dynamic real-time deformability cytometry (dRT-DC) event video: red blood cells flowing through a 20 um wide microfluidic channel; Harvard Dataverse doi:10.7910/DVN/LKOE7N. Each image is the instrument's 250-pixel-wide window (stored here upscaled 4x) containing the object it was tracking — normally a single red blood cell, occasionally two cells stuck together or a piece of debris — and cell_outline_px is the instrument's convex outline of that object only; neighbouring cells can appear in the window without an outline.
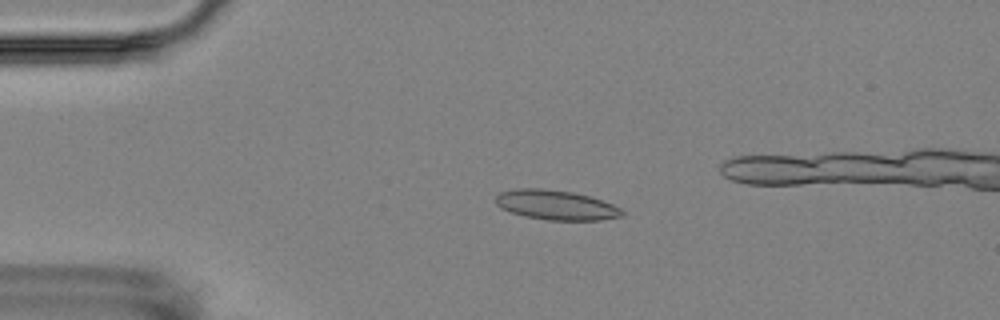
{"species": "Egyptian fruit bat (a non-hibernating species)", "species_latin": "Rousettus aegyptiacus", "temperature_condition": "room temperature", "stored_images_in_passage": 4, "camera_frame_rate_fps": 3000, "um_per_image_px": 0.085, "animal": {"sex": "female"}, "frame": {"image": 1, "passage_image": 3, "time_ms": 2.333, "image_size_px": [1000, 320], "cell_outline_px": [[624, 216], [600, 220], [548, 220], [524, 216], [500, 208], [496, 204], [496, 196], [500, 192], [512, 188], [544, 188], [572, 192], [592, 196], [612, 204], [620, 208], [624, 212]], "centroid_in_image_um": [47.26, 17.41], "position_along_channel_um": 37.7, "area_um2": 22.08}}